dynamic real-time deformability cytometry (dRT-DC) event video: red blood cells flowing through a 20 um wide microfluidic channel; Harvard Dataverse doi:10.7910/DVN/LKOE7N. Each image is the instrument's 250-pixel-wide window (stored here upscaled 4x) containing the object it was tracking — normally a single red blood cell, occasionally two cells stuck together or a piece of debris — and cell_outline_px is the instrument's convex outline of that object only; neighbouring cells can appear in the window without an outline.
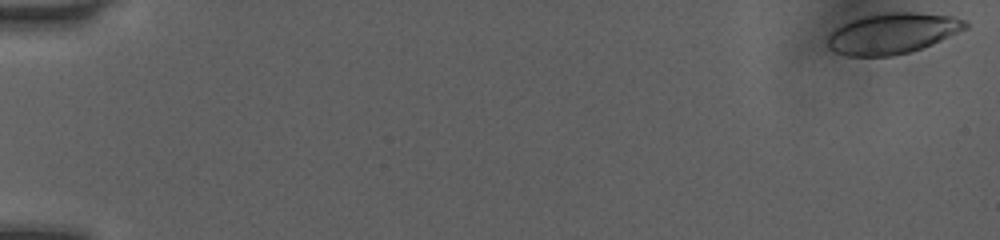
{"species": "human", "species_latin": "Homo sapiens", "temperature_condition": "room temperature", "stored_images_in_passage": 24, "camera_frame_rate_fps": 3000, "um_per_image_px": 0.085, "donor": {"sex": "female"}, "frame": {"image": 1, "passage_image": 1, "time_ms": 0.0, "image_size_px": [1000, 240], "cell_outline_px": [[968, 28], [932, 44], [908, 52], [892, 56], [848, 56], [836, 52], [828, 48], [828, 36], [836, 28], [852, 20], [864, 16], [884, 12], [916, 12], [952, 16], [968, 20]], "centroid_in_image_um": [75.89, 2.83], "position_along_channel_um": 9.1, "area_um2": 32.6}}
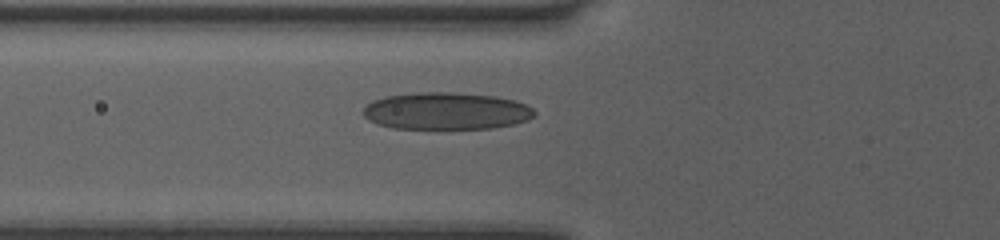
{"frame": {"image": 2, "passage_image": 13, "time_ms": 4.0, "image_size_px": [1000, 240], "cell_outline_px": [[536, 116], [528, 120], [512, 124], [492, 128], [392, 128], [376, 124], [368, 120], [364, 116], [364, 108], [372, 100], [384, 96], [420, 92], [452, 92], [496, 96], [516, 100], [532, 108], [536, 112]], "centroid_in_image_um": [37.93, 9.43], "position_along_channel_um": 87.9, "area_um2": 37.17}}
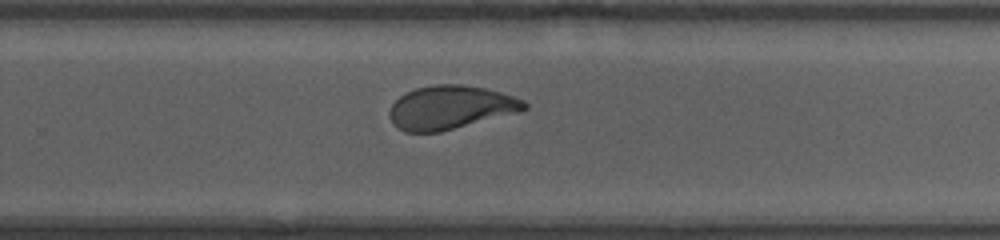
{"frame": {"image": 3, "passage_image": 24, "time_ms": 7.667, "image_size_px": [1000, 240], "cell_outline_px": [[528, 108], [516, 112], [440, 132], [404, 132], [388, 116], [388, 112], [392, 104], [400, 96], [416, 88], [436, 84], [460, 84], [484, 88], [500, 92], [524, 100], [528, 104]], "centroid_in_image_um": [38.27, 9.12], "position_along_channel_um": 291.5, "area_um2": 33.76}}